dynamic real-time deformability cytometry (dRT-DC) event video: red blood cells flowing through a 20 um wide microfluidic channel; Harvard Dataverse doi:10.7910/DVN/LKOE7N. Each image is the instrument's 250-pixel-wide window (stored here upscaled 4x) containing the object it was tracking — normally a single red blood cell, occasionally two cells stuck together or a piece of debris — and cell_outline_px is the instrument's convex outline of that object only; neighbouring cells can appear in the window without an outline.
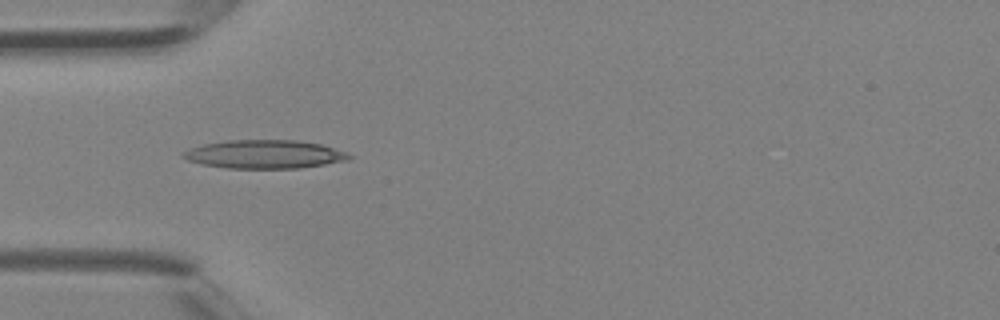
{"species": "Egyptian fruit bat (a non-hibernating species)", "species_latin": "Rousettus aegyptiacus", "temperature_condition": "room temperature", "stored_images_in_passage": 5, "camera_frame_rate_fps": 3000, "um_per_image_px": 0.085, "animal": {"sex": "female"}, "frame": {"image": 1, "passage_image": 4, "time_ms": 1.0, "image_size_px": [1000, 320], "cell_outline_px": [[352, 156], [348, 160], [300, 168], [228, 168], [204, 164], [188, 160], [180, 156], [180, 152], [188, 148], [204, 144], [228, 140], [296, 140], [320, 144], [348, 152]], "centroid_in_image_um": [22.46, 13.1], "position_along_channel_um": 62.5, "area_um2": 27.51}}
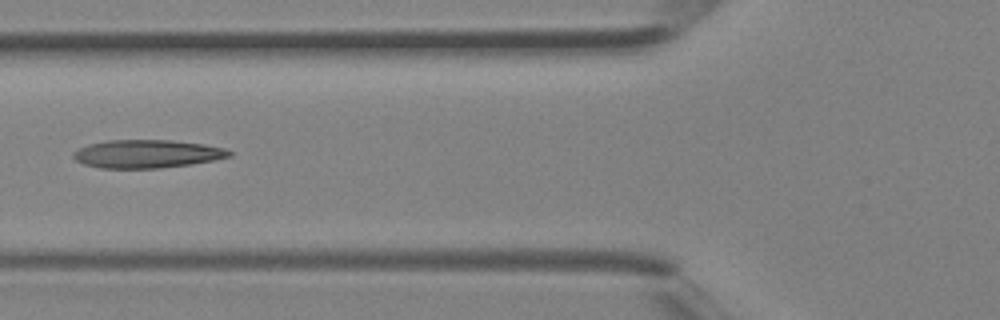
{"frame": {"image": 2, "passage_image": 5, "time_ms": 1.333, "image_size_px": [1000, 320], "cell_outline_px": [[232, 156], [192, 164], [160, 168], [100, 168], [84, 164], [76, 160], [72, 156], [72, 152], [88, 144], [108, 140], [168, 140], [204, 144], [224, 148], [232, 152]], "centroid_in_image_um": [12.48, 13.08], "position_along_channel_um": 113.3, "area_um2": 25.55}}